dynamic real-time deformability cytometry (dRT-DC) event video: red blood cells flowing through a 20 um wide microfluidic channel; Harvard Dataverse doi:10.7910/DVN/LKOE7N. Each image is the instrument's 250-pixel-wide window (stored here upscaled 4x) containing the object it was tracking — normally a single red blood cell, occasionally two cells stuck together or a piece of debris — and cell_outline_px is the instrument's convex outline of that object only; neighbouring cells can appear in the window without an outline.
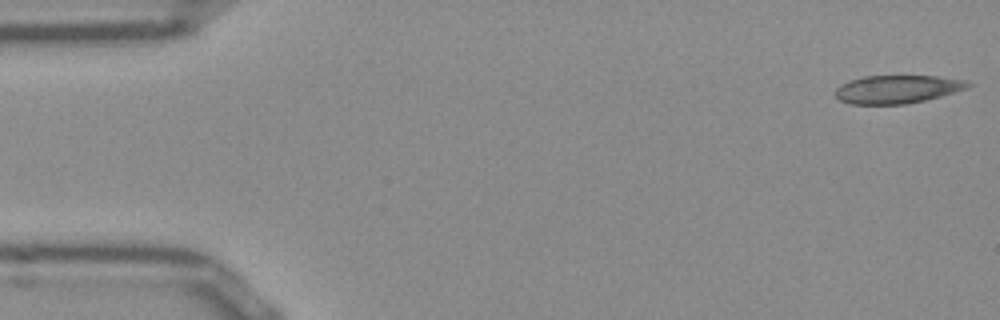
{"species": "Egyptian fruit bat (a non-hibernating species)", "species_latin": "Rousettus aegyptiacus", "temperature_condition": "room temperature", "stored_images_in_passage": 51, "camera_frame_rate_fps": 3000, "um_per_image_px": 0.085, "frame": {"image": 1, "passage_image": 1, "time_ms": 0.0, "image_size_px": [1000, 320], "cell_outline_px": [[972, 84], [968, 88], [940, 96], [924, 100], [904, 104], [848, 104], [840, 100], [836, 96], [836, 88], [840, 84], [848, 80], [864, 76], [936, 76], [968, 80]], "centroid_in_image_um": [76.26, 7.58], "position_along_channel_um": 8.7, "area_um2": 21.79}}
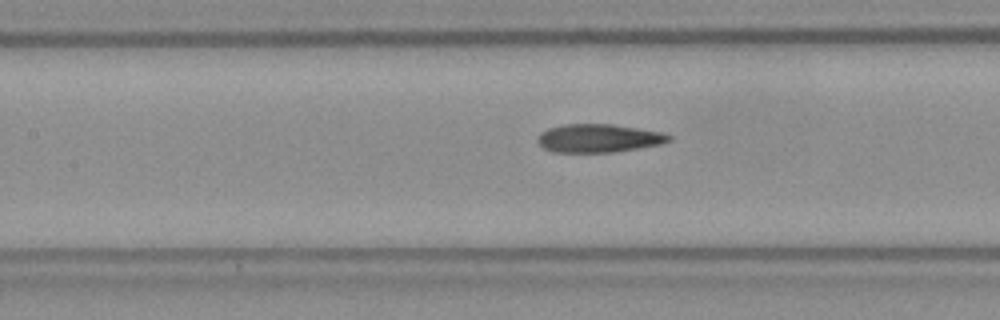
{"frame": {"image": 2, "passage_image": 22, "time_ms": 7.0, "image_size_px": [1000, 320], "cell_outline_px": [[672, 140], [660, 144], [612, 152], [552, 152], [544, 148], [536, 140], [540, 132], [548, 128], [560, 124], [612, 124], [664, 132], [672, 136]], "centroid_in_image_um": [50.87, 11.74], "position_along_channel_um": 156.5, "area_um2": 21.73}}
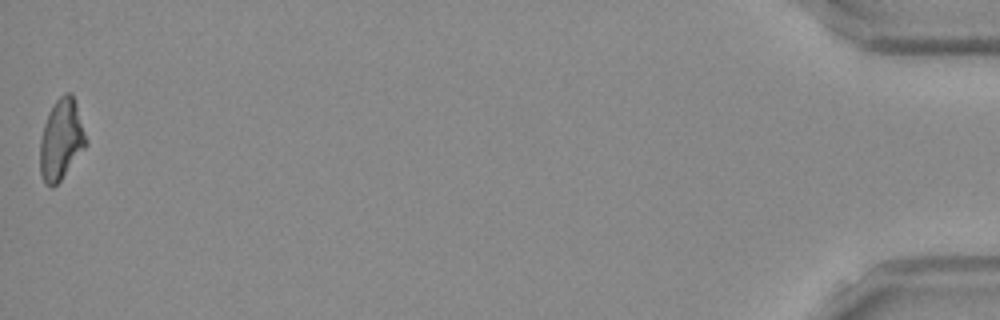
{"frame": {"image": 3, "passage_image": 51, "time_ms": 16.667, "image_size_px": [1000, 320], "cell_outline_px": [[88, 144], [60, 180], [52, 188], [44, 184], [40, 172], [40, 140], [44, 124], [48, 112], [56, 100], [64, 92], [72, 92], [88, 140]], "centroid_in_image_um": [5.2, 11.86], "position_along_channel_um": 430.0, "area_um2": 21.68}, "authors_computed_cell_mechanics": {"area_um2": 21.9062, "velocity_mm_per_s": 3.8896, "shape_relaxation_time_tau1_ms": null, "shape_relaxation_time_tau2_ms": 4.3746, "deformation_change_tau1": null, "deformation_change_tau2": 0.1325}}